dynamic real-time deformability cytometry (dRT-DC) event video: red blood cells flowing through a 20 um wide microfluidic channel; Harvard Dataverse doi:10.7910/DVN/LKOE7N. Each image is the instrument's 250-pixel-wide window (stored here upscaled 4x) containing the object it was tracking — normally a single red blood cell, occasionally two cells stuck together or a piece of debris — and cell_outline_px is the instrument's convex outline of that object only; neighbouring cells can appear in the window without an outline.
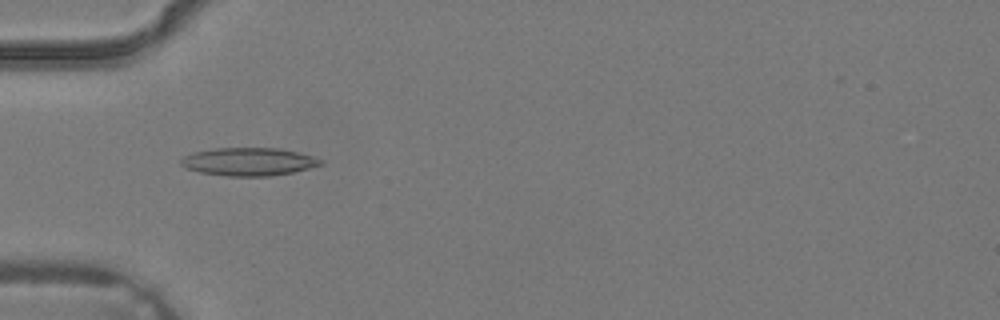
{"species": "common noctule bat (a hibernating species)", "species_latin": "Nyctalus noctula", "temperature_condition": "warm", "stored_images_in_passage": 4, "camera_frame_rate_fps": 3000, "um_per_image_px": 0.085, "animal": {"sex": "male", "body_mass_g": 19.2, "forearm_length_mm": 51.8}, "frame": {"image": 1, "passage_image": 3, "time_ms": 0.667, "image_size_px": [1000, 320], "cell_outline_px": [[324, 164], [292, 172], [268, 176], [228, 176], [200, 172], [184, 168], [180, 164], [180, 160], [184, 156], [192, 152], [216, 148], [280, 148], [312, 156], [324, 160]], "centroid_in_image_um": [21.11, 13.74], "position_along_channel_um": 63.9, "area_um2": 22.77}}
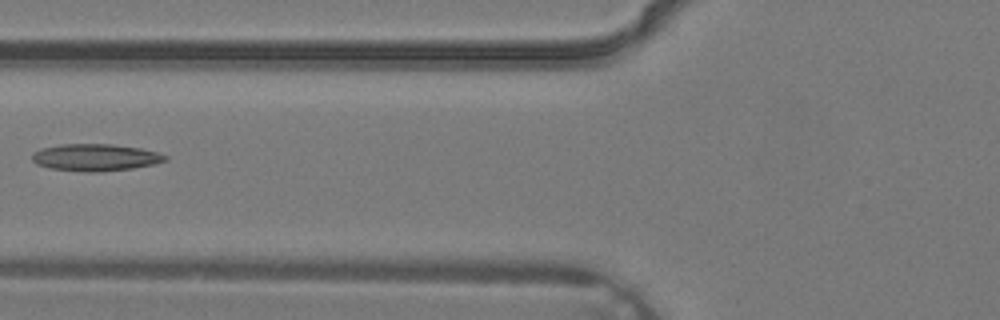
{"frame": {"image": 2, "passage_image": 4, "time_ms": 1.0, "image_size_px": [1000, 320], "cell_outline_px": [[168, 160], [156, 164], [132, 168], [100, 172], [88, 172], [52, 168], [36, 164], [32, 160], [32, 152], [40, 148], [60, 144], [112, 144], [140, 148], [156, 152], [168, 156]], "centroid_in_image_um": [8.11, 13.37], "position_along_channel_um": 117.7, "area_um2": 21.04}}